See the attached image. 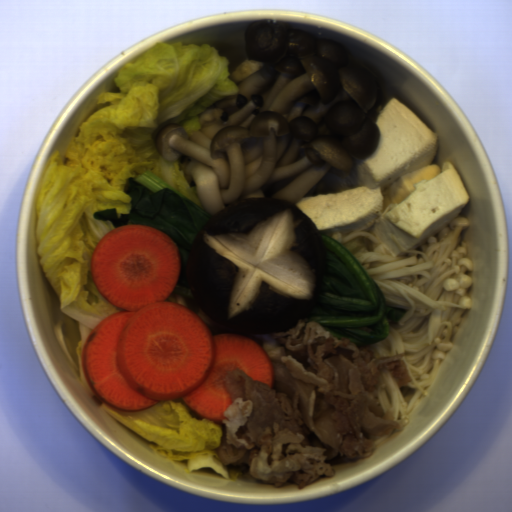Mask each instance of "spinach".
<instances>
[{
    "mask_svg": "<svg viewBox=\"0 0 512 512\" xmlns=\"http://www.w3.org/2000/svg\"><path fill=\"white\" fill-rule=\"evenodd\" d=\"M324 249L323 286L305 317L335 338L356 346L385 340L389 321H400L406 311L390 308L384 293L361 262L338 240L320 235Z\"/></svg>",
    "mask_w": 512,
    "mask_h": 512,
    "instance_id": "cb11ae35",
    "label": "spinach"
},
{
    "mask_svg": "<svg viewBox=\"0 0 512 512\" xmlns=\"http://www.w3.org/2000/svg\"><path fill=\"white\" fill-rule=\"evenodd\" d=\"M124 192L130 198L129 214L118 215L116 209L109 208L94 212L93 217L111 222L115 229L126 225L152 227L172 239L180 258L172 293L194 298L187 276L188 257L195 237L213 215L149 170L125 179Z\"/></svg>",
    "mask_w": 512,
    "mask_h": 512,
    "instance_id": "28cb9854",
    "label": "spinach"
}]
</instances>
